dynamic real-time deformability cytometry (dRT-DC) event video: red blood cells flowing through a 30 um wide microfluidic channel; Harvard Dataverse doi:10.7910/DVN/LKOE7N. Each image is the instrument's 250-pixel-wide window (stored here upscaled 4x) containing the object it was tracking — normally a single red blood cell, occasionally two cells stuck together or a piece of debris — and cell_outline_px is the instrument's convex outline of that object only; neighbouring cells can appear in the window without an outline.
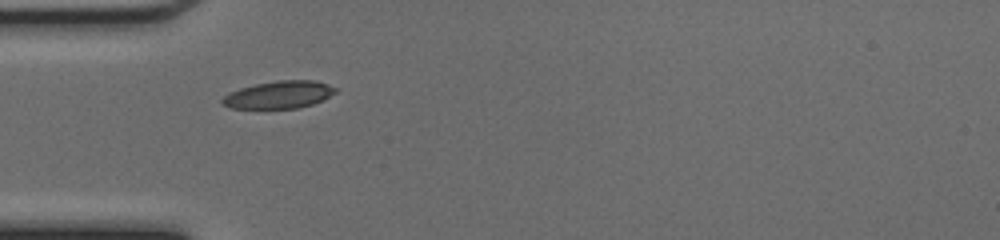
{"species": "common noctule bat (a hibernating species)", "species_latin": "Nyctalus noctula", "temperature_condition": "cold", "stored_images_in_passage": 34, "camera_frame_rate_fps": 3000, "um_per_image_px": 0.085, "animal": {"sex": "female", "body_mass_g": 17.0, "forearm_length_mm": 48.0}, "frame": {"image": 1, "passage_image": 1, "time_ms": 0.0, "image_size_px": [1000, 240], "cell_outline_px": [[336, 92], [324, 100], [312, 104], [296, 108], [232, 108], [224, 104], [220, 100], [228, 92], [240, 88], [256, 84], [276, 80], [316, 80], [328, 84], [336, 88]], "centroid_in_image_um": [23.73, 8.04], "position_along_channel_um": 61.3, "area_um2": 18.09}}
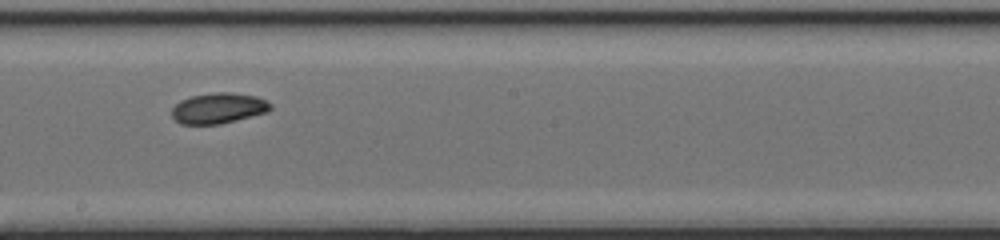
{"frame": {"image": 2, "passage_image": 13, "time_ms": 4.0, "image_size_px": [1000, 240], "cell_outline_px": [[272, 108], [268, 112], [220, 124], [180, 124], [172, 116], [172, 108], [180, 100], [192, 96], [216, 92], [232, 92], [256, 96], [268, 100], [272, 104]], "centroid_in_image_um": [18.6, 9.19], "position_along_channel_um": 229.6, "area_um2": 17.69}}
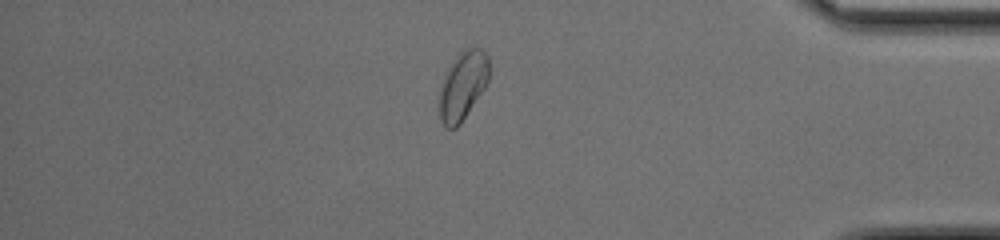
{"frame": {"image": 3, "passage_image": 27, "time_ms": 8.667, "image_size_px": [1000, 240], "cell_outline_px": [[488, 80], [484, 88], [460, 124], [456, 128], [444, 128], [440, 120], [440, 88], [444, 76], [460, 52], [468, 48], [480, 48], [488, 56]], "centroid_in_image_um": [39.33, 7.31], "position_along_channel_um": 395.9, "area_um2": 19.31}, "authors_computed_cell_mechanics": {"area_um2": 18.1203, "velocity_mm_per_s": 4.2517, "shape_relaxation_time_tau1_ms": 3.2213, "shape_relaxation_time_tau2_ms": 4.2414, "deformation_change_tau1": 0.1003, "deformation_change_tau2": 0.0814}}